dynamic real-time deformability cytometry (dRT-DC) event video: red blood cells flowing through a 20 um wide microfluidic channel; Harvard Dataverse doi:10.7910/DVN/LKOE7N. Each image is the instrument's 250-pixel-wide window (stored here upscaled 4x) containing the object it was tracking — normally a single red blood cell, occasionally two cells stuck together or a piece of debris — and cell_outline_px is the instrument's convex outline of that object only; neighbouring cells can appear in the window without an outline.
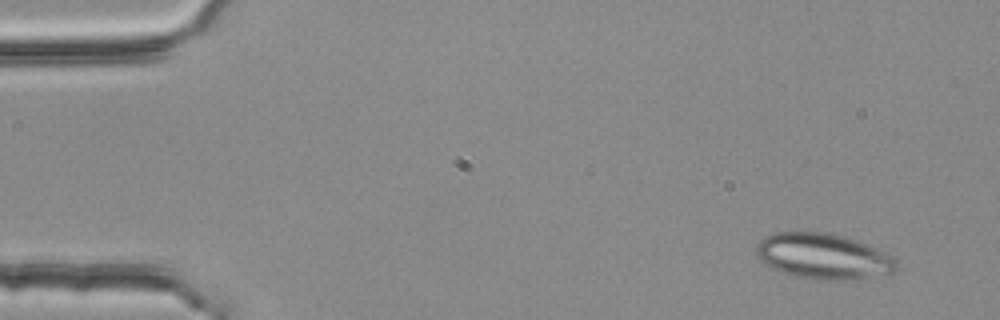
{"species": "common noctule bat (a hibernating species)", "species_latin": "Nyctalus noctula", "temperature_condition": "room temperature", "stored_images_in_passage": 4, "camera_frame_rate_fps": 3000, "um_per_image_px": 0.085, "animal": {"sex": "female", "body_mass_g": 25.1}, "frame": {"image": 1, "passage_image": 1, "time_ms": 0.0, "image_size_px": [1000, 320], "cell_outline_px": [[896, 268], [892, 272], [844, 280], [816, 280], [796, 276], [772, 268], [760, 260], [756, 256], [756, 244], [764, 236], [776, 232], [828, 232], [856, 240], [868, 244], [892, 256], [896, 264]], "centroid_in_image_um": [69.91, 21.76], "position_along_channel_um": 15.1, "area_um2": 36.93}}